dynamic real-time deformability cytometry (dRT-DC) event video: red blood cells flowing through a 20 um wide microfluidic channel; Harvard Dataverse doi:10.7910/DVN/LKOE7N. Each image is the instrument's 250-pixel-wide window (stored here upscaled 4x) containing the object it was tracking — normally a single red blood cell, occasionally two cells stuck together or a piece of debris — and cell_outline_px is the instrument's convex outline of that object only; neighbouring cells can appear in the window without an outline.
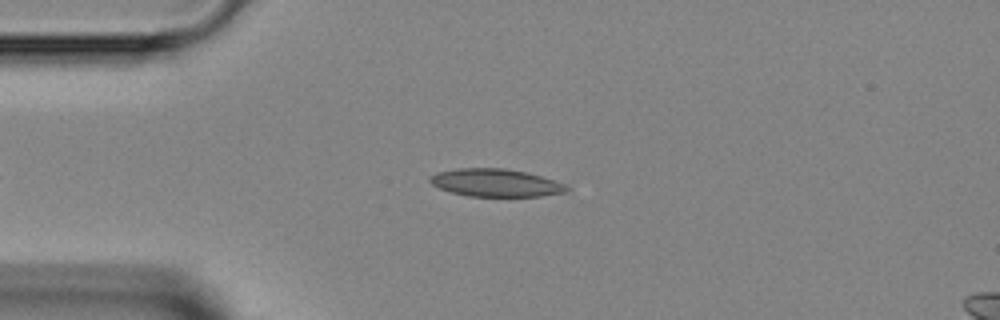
{"species": "Egyptian fruit bat (a non-hibernating species)", "species_latin": "Rousettus aegyptiacus", "temperature_condition": "room temperature", "stored_images_in_passage": 35, "camera_frame_rate_fps": 3000, "um_per_image_px": 0.085, "animal": {"sex": "female"}, "frame": {"image": 1, "passage_image": 3, "time_ms": 0.667, "image_size_px": [1000, 320], "cell_outline_px": [[572, 188], [568, 192], [540, 196], [468, 196], [452, 192], [440, 188], [432, 184], [428, 180], [428, 176], [436, 172], [456, 168], [504, 168], [524, 172], [540, 176], [564, 184]], "centroid_in_image_um": [42.11, 15.53], "position_along_channel_um": 42.9, "area_um2": 22.08}}
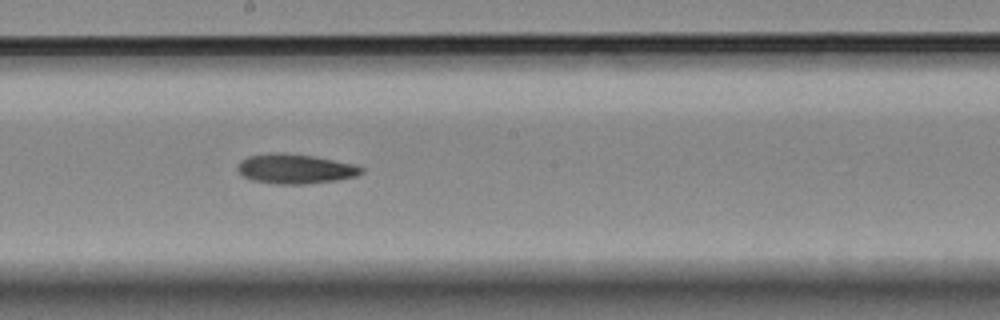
{"frame": {"image": 2, "passage_image": 17, "time_ms": 5.333, "image_size_px": [1000, 320], "cell_outline_px": [[364, 172], [356, 176], [336, 180], [304, 184], [276, 184], [252, 180], [244, 176], [236, 168], [240, 160], [248, 156], [268, 152], [280, 152], [312, 156], [356, 164], [364, 168]], "centroid_in_image_um": [25.09, 14.34], "position_along_channel_um": 223.1, "area_um2": 21.5}}
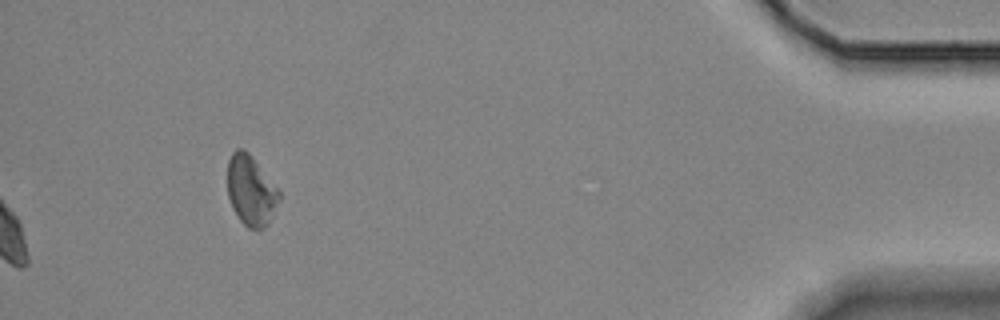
{"frame": {"image": 3, "passage_image": 35, "time_ms": 11.333, "image_size_px": [1000, 320], "cell_outline_px": [[280, 200], [268, 224], [264, 228], [248, 228], [240, 220], [232, 208], [228, 196], [228, 160], [232, 152], [236, 148], [244, 148], [252, 156], [280, 192]], "centroid_in_image_um": [21.32, 16.18], "position_along_channel_um": 413.9, "area_um2": 21.04}}